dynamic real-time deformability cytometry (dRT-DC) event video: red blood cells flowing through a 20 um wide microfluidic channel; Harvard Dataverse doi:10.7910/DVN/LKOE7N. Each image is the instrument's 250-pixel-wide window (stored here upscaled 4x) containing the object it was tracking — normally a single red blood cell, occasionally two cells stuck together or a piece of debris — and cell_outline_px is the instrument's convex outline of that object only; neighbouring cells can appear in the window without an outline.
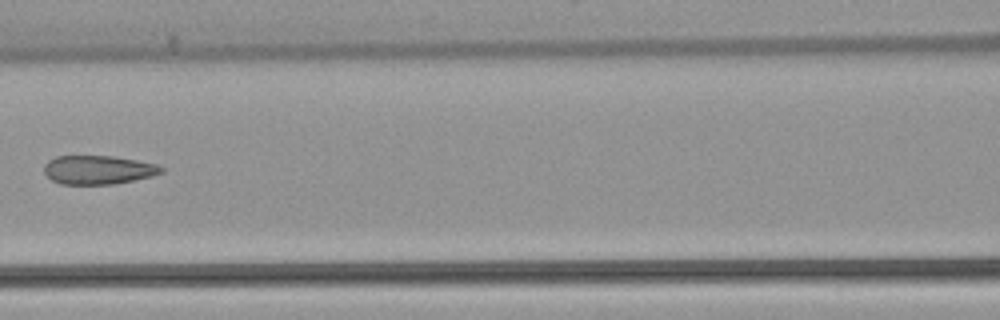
{"species": "common noctule bat (a hibernating species)", "species_latin": "Nyctalus noctula", "temperature_condition": "warm", "stored_images_in_passage": 6, "camera_frame_rate_fps": 3000, "um_per_image_px": 0.085, "animal": {"sex": "female", "body_mass_g": 22.7, "forearm_length_mm": 54.2}, "frame": {"image": 1, "passage_image": 6, "time_ms": 6.0, "image_size_px": [1000, 320], "cell_outline_px": [[164, 172], [152, 176], [112, 184], [60, 184], [52, 180], [44, 172], [44, 164], [48, 160], [56, 156], [112, 156], [136, 160], [156, 164], [164, 168]], "centroid_in_image_um": [8.33, 14.43], "position_along_channel_um": 158.3, "area_um2": 19.59}}